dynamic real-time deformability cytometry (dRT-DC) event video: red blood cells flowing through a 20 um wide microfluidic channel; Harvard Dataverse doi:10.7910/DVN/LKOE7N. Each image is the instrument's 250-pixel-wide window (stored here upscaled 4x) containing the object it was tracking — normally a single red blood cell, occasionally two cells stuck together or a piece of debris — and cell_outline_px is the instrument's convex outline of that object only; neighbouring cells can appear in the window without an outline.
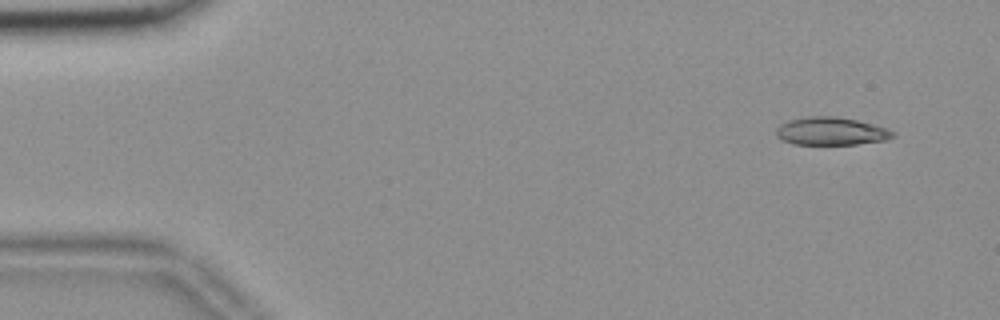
{"species": "common noctule bat (a hibernating species)", "species_latin": "Nyctalus noctula", "temperature_condition": "room temperature", "stored_images_in_passage": 52, "camera_frame_rate_fps": 3000, "um_per_image_px": 0.085, "animal": {"sex": "female", "body_mass_g": 18.4}, "frame": {"image": 1, "passage_image": 1, "time_ms": 0.0, "image_size_px": [1000, 320], "cell_outline_px": [[896, 136], [884, 140], [856, 144], [792, 144], [776, 136], [776, 128], [780, 124], [788, 120], [812, 116], [836, 116], [856, 120], [888, 128], [896, 132]], "centroid_in_image_um": [70.65, 11.15], "position_along_channel_um": 14.3, "area_um2": 18.96}}
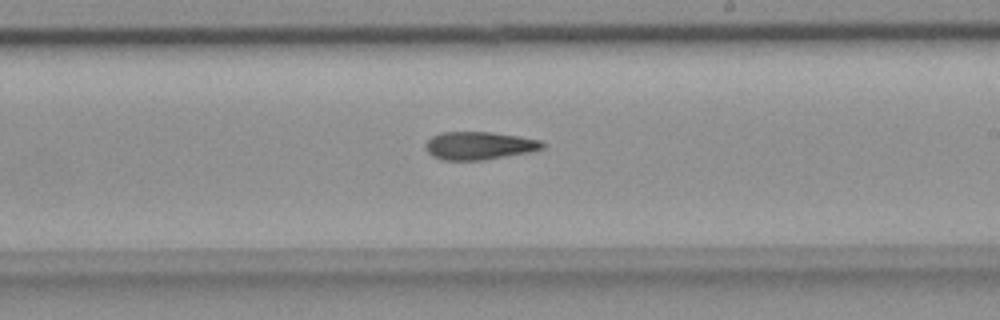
{"frame": {"image": 2, "passage_image": 29, "time_ms": 9.333, "image_size_px": [1000, 320], "cell_outline_px": [[544, 148], [532, 152], [484, 160], [440, 160], [432, 156], [424, 148], [424, 144], [432, 136], [440, 132], [492, 132], [520, 136], [540, 140], [544, 144]], "centroid_in_image_um": [40.72, 12.38], "position_along_channel_um": 248.3, "area_um2": 19.31}}
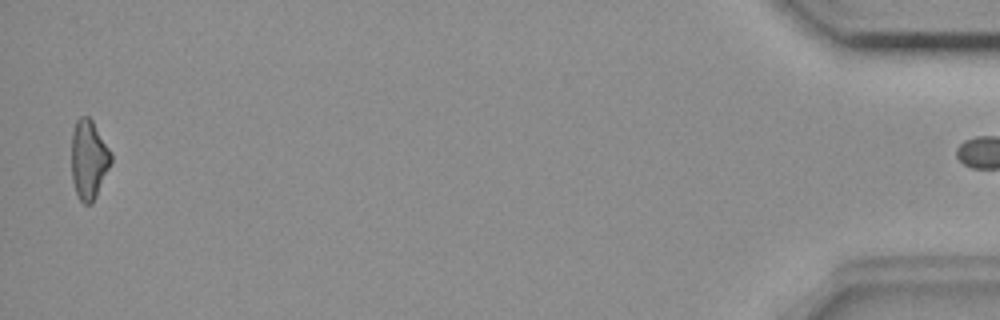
{"frame": {"image": 3, "passage_image": 51, "time_ms": 16.667, "image_size_px": [1000, 320], "cell_outline_px": [[112, 160], [96, 196], [92, 204], [84, 204], [80, 200], [76, 192], [72, 180], [72, 132], [76, 120], [80, 116], [88, 116], [92, 120], [112, 152]], "centroid_in_image_um": [7.55, 13.54], "position_along_channel_um": 427.7, "area_um2": 18.21}, "authors_computed_cell_mechanics": {"area_um2": 19.1318, "velocity_mm_per_s": 3.6975, "shape_relaxation_time_tau1_ms": null, "shape_relaxation_time_tau2_ms": 10.2162, "deformation_change_tau1": null, "deformation_change_tau2": 0.2438}}